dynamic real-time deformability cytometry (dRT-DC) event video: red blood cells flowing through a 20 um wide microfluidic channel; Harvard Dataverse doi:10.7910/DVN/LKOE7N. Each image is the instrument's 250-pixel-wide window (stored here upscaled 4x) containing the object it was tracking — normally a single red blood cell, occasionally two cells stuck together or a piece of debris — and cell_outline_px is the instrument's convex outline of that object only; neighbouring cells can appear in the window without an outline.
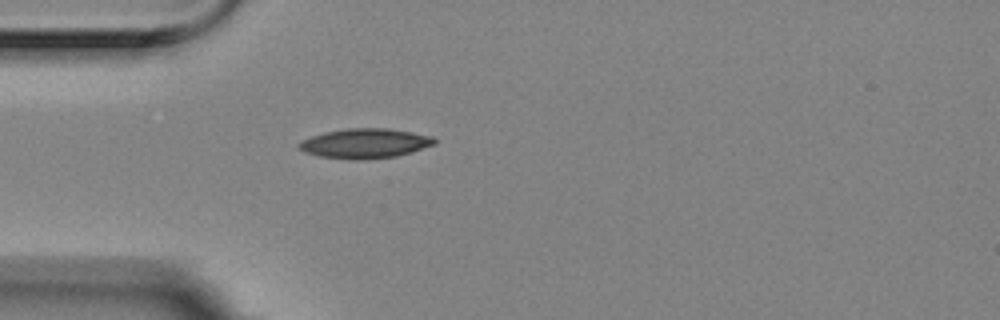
{"species": "Egyptian fruit bat (a non-hibernating species)", "species_latin": "Rousettus aegyptiacus", "temperature_condition": "room temperature", "stored_images_in_passage": 1, "camera_frame_rate_fps": 3000, "um_per_image_px": 0.085, "animal": {"sex": "female"}, "frame": {"image": 1, "passage_image": 1, "time_ms": 0.0, "image_size_px": [1000, 320], "cell_outline_px": [[436, 144], [396, 156], [360, 160], [352, 160], [320, 156], [304, 152], [296, 144], [300, 140], [324, 132], [348, 128], [388, 128], [412, 132], [432, 136], [436, 140]], "centroid_in_image_um": [31.0, 12.18], "position_along_channel_um": 54.0, "area_um2": 23.47}}